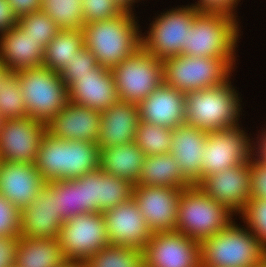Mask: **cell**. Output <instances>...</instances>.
Returning <instances> with one entry per match:
<instances>
[{"label":"cell","instance_id":"31","mask_svg":"<svg viewBox=\"0 0 266 267\" xmlns=\"http://www.w3.org/2000/svg\"><path fill=\"white\" fill-rule=\"evenodd\" d=\"M48 183L55 189L56 211L65 221L84 214L81 184L76 179H60Z\"/></svg>","mask_w":266,"mask_h":267},{"label":"cell","instance_id":"19","mask_svg":"<svg viewBox=\"0 0 266 267\" xmlns=\"http://www.w3.org/2000/svg\"><path fill=\"white\" fill-rule=\"evenodd\" d=\"M46 183L35 163L0 161V194L20 211L35 200Z\"/></svg>","mask_w":266,"mask_h":267},{"label":"cell","instance_id":"49","mask_svg":"<svg viewBox=\"0 0 266 267\" xmlns=\"http://www.w3.org/2000/svg\"><path fill=\"white\" fill-rule=\"evenodd\" d=\"M116 1L121 5V7L124 10H130V11H132V6L135 4V2H137V0L136 1L135 0H116Z\"/></svg>","mask_w":266,"mask_h":267},{"label":"cell","instance_id":"28","mask_svg":"<svg viewBox=\"0 0 266 267\" xmlns=\"http://www.w3.org/2000/svg\"><path fill=\"white\" fill-rule=\"evenodd\" d=\"M137 185L181 189L192 186L171 153L145 156Z\"/></svg>","mask_w":266,"mask_h":267},{"label":"cell","instance_id":"5","mask_svg":"<svg viewBox=\"0 0 266 267\" xmlns=\"http://www.w3.org/2000/svg\"><path fill=\"white\" fill-rule=\"evenodd\" d=\"M236 18L224 13L199 11L187 33L181 55L198 57H225L235 65L239 39Z\"/></svg>","mask_w":266,"mask_h":267},{"label":"cell","instance_id":"21","mask_svg":"<svg viewBox=\"0 0 266 267\" xmlns=\"http://www.w3.org/2000/svg\"><path fill=\"white\" fill-rule=\"evenodd\" d=\"M69 102L104 111L119 101L111 69L98 65L69 88Z\"/></svg>","mask_w":266,"mask_h":267},{"label":"cell","instance_id":"42","mask_svg":"<svg viewBox=\"0 0 266 267\" xmlns=\"http://www.w3.org/2000/svg\"><path fill=\"white\" fill-rule=\"evenodd\" d=\"M251 197L250 199L266 200V162L254 157L249 159Z\"/></svg>","mask_w":266,"mask_h":267},{"label":"cell","instance_id":"38","mask_svg":"<svg viewBox=\"0 0 266 267\" xmlns=\"http://www.w3.org/2000/svg\"><path fill=\"white\" fill-rule=\"evenodd\" d=\"M97 66L98 62L93 53L83 46L79 51L75 52L73 58L68 61L59 75L69 88L79 77L88 74V72Z\"/></svg>","mask_w":266,"mask_h":267},{"label":"cell","instance_id":"17","mask_svg":"<svg viewBox=\"0 0 266 267\" xmlns=\"http://www.w3.org/2000/svg\"><path fill=\"white\" fill-rule=\"evenodd\" d=\"M102 214L111 245L142 250L151 238L153 232L132 197L114 208L102 211Z\"/></svg>","mask_w":266,"mask_h":267},{"label":"cell","instance_id":"15","mask_svg":"<svg viewBox=\"0 0 266 267\" xmlns=\"http://www.w3.org/2000/svg\"><path fill=\"white\" fill-rule=\"evenodd\" d=\"M181 188L135 185L132 198L149 229L154 232L176 231Z\"/></svg>","mask_w":266,"mask_h":267},{"label":"cell","instance_id":"30","mask_svg":"<svg viewBox=\"0 0 266 267\" xmlns=\"http://www.w3.org/2000/svg\"><path fill=\"white\" fill-rule=\"evenodd\" d=\"M172 130V128L139 121L134 141L145 156L170 153Z\"/></svg>","mask_w":266,"mask_h":267},{"label":"cell","instance_id":"2","mask_svg":"<svg viewBox=\"0 0 266 267\" xmlns=\"http://www.w3.org/2000/svg\"><path fill=\"white\" fill-rule=\"evenodd\" d=\"M35 166L46 182L75 179L100 168L97 142L63 140L46 133Z\"/></svg>","mask_w":266,"mask_h":267},{"label":"cell","instance_id":"34","mask_svg":"<svg viewBox=\"0 0 266 267\" xmlns=\"http://www.w3.org/2000/svg\"><path fill=\"white\" fill-rule=\"evenodd\" d=\"M0 115L4 119L28 117L20 84L14 73H10L0 85Z\"/></svg>","mask_w":266,"mask_h":267},{"label":"cell","instance_id":"50","mask_svg":"<svg viewBox=\"0 0 266 267\" xmlns=\"http://www.w3.org/2000/svg\"><path fill=\"white\" fill-rule=\"evenodd\" d=\"M11 72L3 65L0 61V85L2 81L10 74Z\"/></svg>","mask_w":266,"mask_h":267},{"label":"cell","instance_id":"35","mask_svg":"<svg viewBox=\"0 0 266 267\" xmlns=\"http://www.w3.org/2000/svg\"><path fill=\"white\" fill-rule=\"evenodd\" d=\"M27 35L40 41L45 49L47 44L58 34L61 29L54 20L42 10L35 11L18 19L17 24Z\"/></svg>","mask_w":266,"mask_h":267},{"label":"cell","instance_id":"1","mask_svg":"<svg viewBox=\"0 0 266 267\" xmlns=\"http://www.w3.org/2000/svg\"><path fill=\"white\" fill-rule=\"evenodd\" d=\"M139 30L133 11L125 10L115 18L85 23L84 46L93 53L98 65L112 69L141 48Z\"/></svg>","mask_w":266,"mask_h":267},{"label":"cell","instance_id":"51","mask_svg":"<svg viewBox=\"0 0 266 267\" xmlns=\"http://www.w3.org/2000/svg\"><path fill=\"white\" fill-rule=\"evenodd\" d=\"M257 267H266V259Z\"/></svg>","mask_w":266,"mask_h":267},{"label":"cell","instance_id":"26","mask_svg":"<svg viewBox=\"0 0 266 267\" xmlns=\"http://www.w3.org/2000/svg\"><path fill=\"white\" fill-rule=\"evenodd\" d=\"M66 261L58 238L17 239L14 267H62Z\"/></svg>","mask_w":266,"mask_h":267},{"label":"cell","instance_id":"46","mask_svg":"<svg viewBox=\"0 0 266 267\" xmlns=\"http://www.w3.org/2000/svg\"><path fill=\"white\" fill-rule=\"evenodd\" d=\"M18 24V18L7 0H0V34L5 33Z\"/></svg>","mask_w":266,"mask_h":267},{"label":"cell","instance_id":"44","mask_svg":"<svg viewBox=\"0 0 266 267\" xmlns=\"http://www.w3.org/2000/svg\"><path fill=\"white\" fill-rule=\"evenodd\" d=\"M18 237H0V267H14Z\"/></svg>","mask_w":266,"mask_h":267},{"label":"cell","instance_id":"29","mask_svg":"<svg viewBox=\"0 0 266 267\" xmlns=\"http://www.w3.org/2000/svg\"><path fill=\"white\" fill-rule=\"evenodd\" d=\"M84 46L82 30H61L44 50L43 66L60 73L75 52Z\"/></svg>","mask_w":266,"mask_h":267},{"label":"cell","instance_id":"23","mask_svg":"<svg viewBox=\"0 0 266 267\" xmlns=\"http://www.w3.org/2000/svg\"><path fill=\"white\" fill-rule=\"evenodd\" d=\"M208 133L185 124L172 130L170 153L179 163L183 176L192 184L202 180V154Z\"/></svg>","mask_w":266,"mask_h":267},{"label":"cell","instance_id":"32","mask_svg":"<svg viewBox=\"0 0 266 267\" xmlns=\"http://www.w3.org/2000/svg\"><path fill=\"white\" fill-rule=\"evenodd\" d=\"M42 11L61 30H82L85 24L81 0H42Z\"/></svg>","mask_w":266,"mask_h":267},{"label":"cell","instance_id":"45","mask_svg":"<svg viewBox=\"0 0 266 267\" xmlns=\"http://www.w3.org/2000/svg\"><path fill=\"white\" fill-rule=\"evenodd\" d=\"M13 13L19 19L26 14L42 10V0H7Z\"/></svg>","mask_w":266,"mask_h":267},{"label":"cell","instance_id":"33","mask_svg":"<svg viewBox=\"0 0 266 267\" xmlns=\"http://www.w3.org/2000/svg\"><path fill=\"white\" fill-rule=\"evenodd\" d=\"M86 262L89 267H143L142 250L108 244Z\"/></svg>","mask_w":266,"mask_h":267},{"label":"cell","instance_id":"39","mask_svg":"<svg viewBox=\"0 0 266 267\" xmlns=\"http://www.w3.org/2000/svg\"><path fill=\"white\" fill-rule=\"evenodd\" d=\"M240 215L266 249V200L250 199Z\"/></svg>","mask_w":266,"mask_h":267},{"label":"cell","instance_id":"14","mask_svg":"<svg viewBox=\"0 0 266 267\" xmlns=\"http://www.w3.org/2000/svg\"><path fill=\"white\" fill-rule=\"evenodd\" d=\"M47 124L31 117L4 119L0 130V161L35 163Z\"/></svg>","mask_w":266,"mask_h":267},{"label":"cell","instance_id":"22","mask_svg":"<svg viewBox=\"0 0 266 267\" xmlns=\"http://www.w3.org/2000/svg\"><path fill=\"white\" fill-rule=\"evenodd\" d=\"M185 96L162 83L138 104L139 120L172 129L185 124Z\"/></svg>","mask_w":266,"mask_h":267},{"label":"cell","instance_id":"48","mask_svg":"<svg viewBox=\"0 0 266 267\" xmlns=\"http://www.w3.org/2000/svg\"><path fill=\"white\" fill-rule=\"evenodd\" d=\"M62 267H89L86 261H66Z\"/></svg>","mask_w":266,"mask_h":267},{"label":"cell","instance_id":"27","mask_svg":"<svg viewBox=\"0 0 266 267\" xmlns=\"http://www.w3.org/2000/svg\"><path fill=\"white\" fill-rule=\"evenodd\" d=\"M145 154L135 141L100 149V169L137 185Z\"/></svg>","mask_w":266,"mask_h":267},{"label":"cell","instance_id":"4","mask_svg":"<svg viewBox=\"0 0 266 267\" xmlns=\"http://www.w3.org/2000/svg\"><path fill=\"white\" fill-rule=\"evenodd\" d=\"M202 267H257L266 259V249L247 227L234 221L200 242Z\"/></svg>","mask_w":266,"mask_h":267},{"label":"cell","instance_id":"36","mask_svg":"<svg viewBox=\"0 0 266 267\" xmlns=\"http://www.w3.org/2000/svg\"><path fill=\"white\" fill-rule=\"evenodd\" d=\"M133 185L120 177L102 171L100 211L114 208L132 197Z\"/></svg>","mask_w":266,"mask_h":267},{"label":"cell","instance_id":"3","mask_svg":"<svg viewBox=\"0 0 266 267\" xmlns=\"http://www.w3.org/2000/svg\"><path fill=\"white\" fill-rule=\"evenodd\" d=\"M230 78L223 84L185 96V123L207 133L239 126L240 97Z\"/></svg>","mask_w":266,"mask_h":267},{"label":"cell","instance_id":"41","mask_svg":"<svg viewBox=\"0 0 266 267\" xmlns=\"http://www.w3.org/2000/svg\"><path fill=\"white\" fill-rule=\"evenodd\" d=\"M21 211L0 194V237L20 236Z\"/></svg>","mask_w":266,"mask_h":267},{"label":"cell","instance_id":"40","mask_svg":"<svg viewBox=\"0 0 266 267\" xmlns=\"http://www.w3.org/2000/svg\"><path fill=\"white\" fill-rule=\"evenodd\" d=\"M84 23L115 18L125 10L116 0H81Z\"/></svg>","mask_w":266,"mask_h":267},{"label":"cell","instance_id":"11","mask_svg":"<svg viewBox=\"0 0 266 267\" xmlns=\"http://www.w3.org/2000/svg\"><path fill=\"white\" fill-rule=\"evenodd\" d=\"M58 240L68 261H87L108 244L102 212L76 215L61 226Z\"/></svg>","mask_w":266,"mask_h":267},{"label":"cell","instance_id":"24","mask_svg":"<svg viewBox=\"0 0 266 267\" xmlns=\"http://www.w3.org/2000/svg\"><path fill=\"white\" fill-rule=\"evenodd\" d=\"M139 121L137 104L118 101L111 105L101 112L98 147L103 149L134 141Z\"/></svg>","mask_w":266,"mask_h":267},{"label":"cell","instance_id":"10","mask_svg":"<svg viewBox=\"0 0 266 267\" xmlns=\"http://www.w3.org/2000/svg\"><path fill=\"white\" fill-rule=\"evenodd\" d=\"M198 12L192 5H187L161 13L150 23L148 35L141 36V47L162 61L181 55Z\"/></svg>","mask_w":266,"mask_h":267},{"label":"cell","instance_id":"52","mask_svg":"<svg viewBox=\"0 0 266 267\" xmlns=\"http://www.w3.org/2000/svg\"><path fill=\"white\" fill-rule=\"evenodd\" d=\"M3 121H4V118H3V117L0 115V130H1V127H2Z\"/></svg>","mask_w":266,"mask_h":267},{"label":"cell","instance_id":"18","mask_svg":"<svg viewBox=\"0 0 266 267\" xmlns=\"http://www.w3.org/2000/svg\"><path fill=\"white\" fill-rule=\"evenodd\" d=\"M20 215V236L29 238H58L65 222L56 211L55 189L48 182Z\"/></svg>","mask_w":266,"mask_h":267},{"label":"cell","instance_id":"12","mask_svg":"<svg viewBox=\"0 0 266 267\" xmlns=\"http://www.w3.org/2000/svg\"><path fill=\"white\" fill-rule=\"evenodd\" d=\"M239 126L209 132L202 156V178L249 162L252 142Z\"/></svg>","mask_w":266,"mask_h":267},{"label":"cell","instance_id":"6","mask_svg":"<svg viewBox=\"0 0 266 267\" xmlns=\"http://www.w3.org/2000/svg\"><path fill=\"white\" fill-rule=\"evenodd\" d=\"M233 214L197 185H192L180 194L176 231L201 242L229 226Z\"/></svg>","mask_w":266,"mask_h":267},{"label":"cell","instance_id":"16","mask_svg":"<svg viewBox=\"0 0 266 267\" xmlns=\"http://www.w3.org/2000/svg\"><path fill=\"white\" fill-rule=\"evenodd\" d=\"M249 162L202 178L197 186L233 213L241 214L251 197Z\"/></svg>","mask_w":266,"mask_h":267},{"label":"cell","instance_id":"8","mask_svg":"<svg viewBox=\"0 0 266 267\" xmlns=\"http://www.w3.org/2000/svg\"><path fill=\"white\" fill-rule=\"evenodd\" d=\"M233 66L225 57L179 55L163 60V83L187 93L223 84Z\"/></svg>","mask_w":266,"mask_h":267},{"label":"cell","instance_id":"13","mask_svg":"<svg viewBox=\"0 0 266 267\" xmlns=\"http://www.w3.org/2000/svg\"><path fill=\"white\" fill-rule=\"evenodd\" d=\"M142 257L143 267H201L200 242L177 231L154 232Z\"/></svg>","mask_w":266,"mask_h":267},{"label":"cell","instance_id":"20","mask_svg":"<svg viewBox=\"0 0 266 267\" xmlns=\"http://www.w3.org/2000/svg\"><path fill=\"white\" fill-rule=\"evenodd\" d=\"M100 120V111L69 102L47 123V133L57 139L97 142Z\"/></svg>","mask_w":266,"mask_h":267},{"label":"cell","instance_id":"47","mask_svg":"<svg viewBox=\"0 0 266 267\" xmlns=\"http://www.w3.org/2000/svg\"><path fill=\"white\" fill-rule=\"evenodd\" d=\"M261 134H262L260 136L261 138H259L260 142L258 141L257 145L253 146V153H254L255 157H257L261 161L266 162V130L264 129V132H263V129H262ZM255 150H257V151H255ZM255 153H257V154H255Z\"/></svg>","mask_w":266,"mask_h":267},{"label":"cell","instance_id":"7","mask_svg":"<svg viewBox=\"0 0 266 267\" xmlns=\"http://www.w3.org/2000/svg\"><path fill=\"white\" fill-rule=\"evenodd\" d=\"M28 117L47 124L69 103L68 87L59 73L44 66L14 72Z\"/></svg>","mask_w":266,"mask_h":267},{"label":"cell","instance_id":"25","mask_svg":"<svg viewBox=\"0 0 266 267\" xmlns=\"http://www.w3.org/2000/svg\"><path fill=\"white\" fill-rule=\"evenodd\" d=\"M44 50L18 25L0 34V61L11 73L43 66Z\"/></svg>","mask_w":266,"mask_h":267},{"label":"cell","instance_id":"9","mask_svg":"<svg viewBox=\"0 0 266 267\" xmlns=\"http://www.w3.org/2000/svg\"><path fill=\"white\" fill-rule=\"evenodd\" d=\"M111 72L119 101L137 105L163 83V61L142 47Z\"/></svg>","mask_w":266,"mask_h":267},{"label":"cell","instance_id":"37","mask_svg":"<svg viewBox=\"0 0 266 267\" xmlns=\"http://www.w3.org/2000/svg\"><path fill=\"white\" fill-rule=\"evenodd\" d=\"M75 179L81 184L84 213L101 212L102 170L99 168L96 171L84 174Z\"/></svg>","mask_w":266,"mask_h":267},{"label":"cell","instance_id":"43","mask_svg":"<svg viewBox=\"0 0 266 267\" xmlns=\"http://www.w3.org/2000/svg\"><path fill=\"white\" fill-rule=\"evenodd\" d=\"M240 0H199L192 4L197 11L224 13L236 18L235 8Z\"/></svg>","mask_w":266,"mask_h":267}]
</instances>
